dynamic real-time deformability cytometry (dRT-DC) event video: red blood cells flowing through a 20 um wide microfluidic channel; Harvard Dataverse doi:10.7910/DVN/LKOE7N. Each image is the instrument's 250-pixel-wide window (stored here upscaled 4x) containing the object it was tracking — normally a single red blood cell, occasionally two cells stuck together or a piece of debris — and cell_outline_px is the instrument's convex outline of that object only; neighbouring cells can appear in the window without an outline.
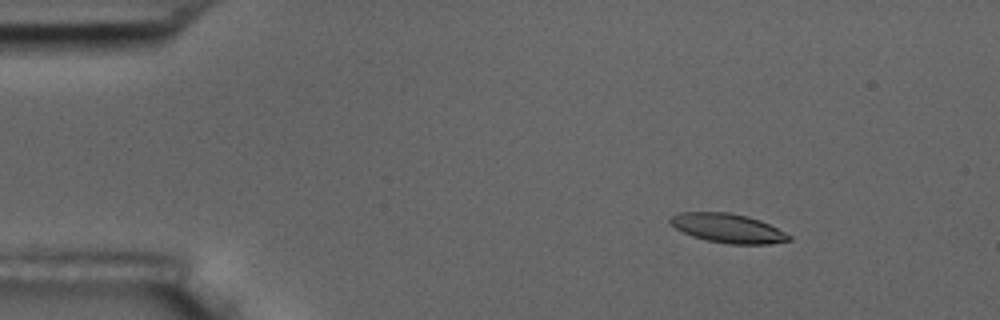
{"species": "common noctule bat (a hibernating species)", "species_latin": "Nyctalus noctula", "temperature_condition": "room temperature", "stored_images_in_passage": 6, "camera_frame_rate_fps": 3000, "um_per_image_px": 0.085, "animal": {"sex": "male", "body_mass_g": 17.5, "forearm_length_mm": 52.3}, "frame": {"image": 1, "passage_image": 2, "time_ms": 1.333, "image_size_px": [1000, 320], "cell_outline_px": [[792, 240], [768, 244], [728, 244], [708, 240], [692, 236], [668, 224], [668, 216], [680, 212], [728, 212], [748, 216], [760, 220], [792, 236]], "centroid_in_image_um": [61.83, 19.39], "position_along_channel_um": 23.2, "area_um2": 20.23}}
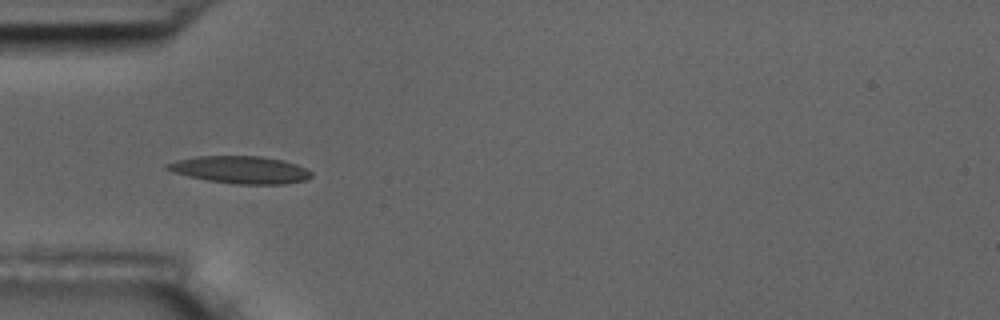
{"frame": {"image": 2, "passage_image": 5, "time_ms": 4.667, "image_size_px": [1000, 320], "cell_outline_px": [[312, 176], [304, 180], [284, 184], [236, 184], [208, 180], [188, 176], [164, 168], [164, 164], [176, 160], [196, 156], [260, 156], [284, 160], [296, 164], [312, 172]], "centroid_in_image_um": [20.43, 14.42], "position_along_channel_um": 64.6, "area_um2": 22.89}}